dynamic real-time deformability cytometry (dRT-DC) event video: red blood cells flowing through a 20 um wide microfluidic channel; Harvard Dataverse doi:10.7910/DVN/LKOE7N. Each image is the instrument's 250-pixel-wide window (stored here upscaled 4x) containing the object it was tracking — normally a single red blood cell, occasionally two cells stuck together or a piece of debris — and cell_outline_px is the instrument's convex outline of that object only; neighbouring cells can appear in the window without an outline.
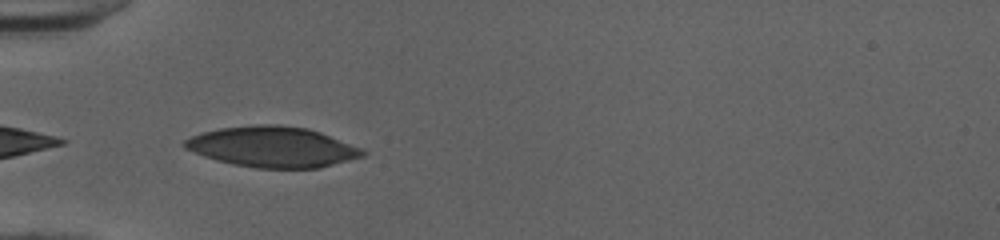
{"species": "human", "species_latin": "Homo sapiens", "temperature_condition": "cold", "stored_images_in_passage": 33, "camera_frame_rate_fps": 3000, "um_per_image_px": 0.085, "donor": {"sex": "female"}, "frame": {"image": 1, "passage_image": 1, "time_ms": 0.0, "image_size_px": [1000, 240], "cell_outline_px": [[368, 152], [364, 156], [320, 168], [256, 168], [232, 164], [216, 160], [204, 156], [184, 148], [184, 140], [192, 136], [204, 132], [220, 128], [260, 124], [280, 124], [308, 128], [320, 132], [360, 148]], "centroid_in_image_um": [23.17, 12.49], "position_along_channel_um": 61.8, "area_um2": 41.96}}
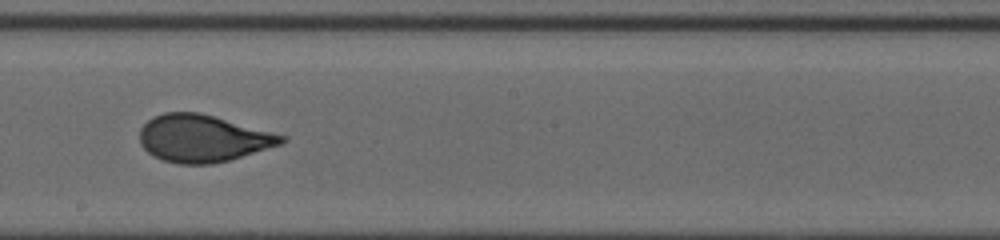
{"frame": {"image": 2, "passage_image": 14, "time_ms": 4.333, "image_size_px": [1000, 240], "cell_outline_px": [[288, 140], [284, 144], [228, 160], [212, 164], [180, 164], [164, 160], [148, 152], [140, 144], [140, 128], [148, 120], [164, 112], [200, 112], [288, 136]], "centroid_in_image_um": [17.28, 11.76], "position_along_channel_um": 230.9, "area_um2": 39.02}}
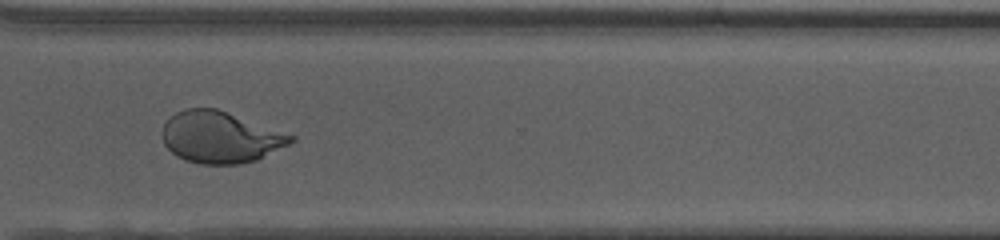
{"frame": {"image": 3, "passage_image": 23, "time_ms": 7.333, "image_size_px": [1000, 240], "cell_outline_px": [[296, 140], [256, 160], [240, 164], [200, 164], [184, 160], [176, 156], [164, 144], [160, 132], [164, 124], [176, 112], [184, 108], [216, 108], [296, 136]], "centroid_in_image_um": [18.69, 11.66], "position_along_channel_um": 351.9, "area_um2": 38.55}, "authors_computed_cell_mechanics": {"area_um2": 39.9398, "velocity_mm_per_s": 4.0374, "shape_relaxation_time_tau1_ms": 5.1553, "shape_relaxation_time_tau2_ms": null, "deformation_change_tau1": 0.1983, "deformation_change_tau2": null}}